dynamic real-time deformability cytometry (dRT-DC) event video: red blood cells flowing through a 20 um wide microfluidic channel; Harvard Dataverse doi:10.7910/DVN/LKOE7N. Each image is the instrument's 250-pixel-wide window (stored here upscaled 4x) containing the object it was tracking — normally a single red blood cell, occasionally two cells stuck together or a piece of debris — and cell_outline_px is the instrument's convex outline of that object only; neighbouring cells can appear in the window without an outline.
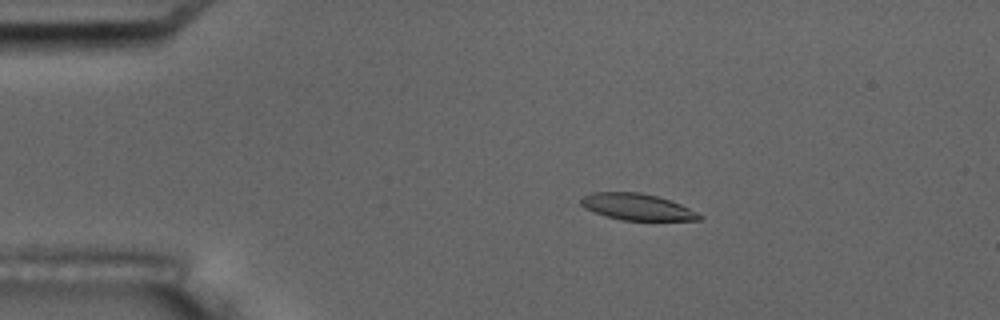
{"species": "common noctule bat (a hibernating species)", "species_latin": "Nyctalus noctula", "temperature_condition": "room temperature", "stored_images_in_passage": 6, "camera_frame_rate_fps": 3000, "um_per_image_px": 0.085, "animal": {"sex": "male", "body_mass_g": 17.5, "forearm_length_mm": 52.3}, "frame": {"image": 1, "passage_image": 3, "time_ms": 2.0, "image_size_px": [1000, 320], "cell_outline_px": [[704, 216], [700, 220], [620, 220], [604, 216], [584, 208], [580, 204], [580, 200], [584, 196], [592, 192], [640, 192], [656, 196], [680, 204]], "centroid_in_image_um": [54.11, 17.59], "position_along_channel_um": 30.9, "area_um2": 18.21}}